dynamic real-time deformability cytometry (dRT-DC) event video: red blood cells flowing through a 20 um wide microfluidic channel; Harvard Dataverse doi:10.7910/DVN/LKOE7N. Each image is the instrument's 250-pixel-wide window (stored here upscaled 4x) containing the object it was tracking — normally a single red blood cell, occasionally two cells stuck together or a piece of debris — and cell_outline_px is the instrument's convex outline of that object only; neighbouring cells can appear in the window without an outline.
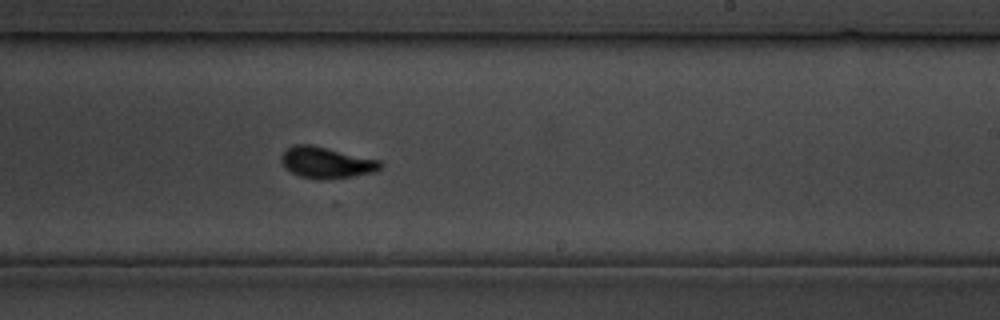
{"species": "common noctule bat (a hibernating species)", "species_latin": "Nyctalus noctula", "temperature_condition": "cold", "stored_images_in_passage": 27, "camera_frame_rate_fps": 3000, "um_per_image_px": 0.085, "animal": {"sex": "male", "body_mass_g": 19.5, "forearm_length_mm": 54.6}, "frame": {"image": 1, "passage_image": 16, "time_ms": 18.333, "image_size_px": [1000, 320], "cell_outline_px": [[384, 164], [376, 172], [352, 176], [320, 180], [300, 176], [284, 168], [280, 160], [280, 156], [292, 144], [312, 144], [380, 160]], "centroid_in_image_um": [27.73, 13.81], "position_along_channel_um": 261.3, "area_um2": 18.21}}